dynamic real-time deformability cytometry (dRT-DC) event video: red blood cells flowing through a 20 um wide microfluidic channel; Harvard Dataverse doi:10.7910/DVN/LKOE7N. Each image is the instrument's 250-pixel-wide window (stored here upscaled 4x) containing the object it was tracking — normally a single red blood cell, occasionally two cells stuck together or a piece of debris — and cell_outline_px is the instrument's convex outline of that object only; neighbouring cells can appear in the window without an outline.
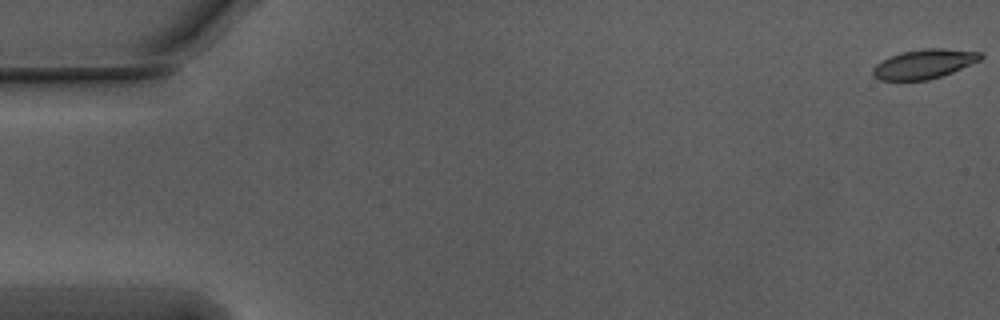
{"species": "Egyptian fruit bat (a non-hibernating species)", "species_latin": "Rousettus aegyptiacus", "temperature_condition": "warm", "stored_images_in_passage": 9, "camera_frame_rate_fps": 3000, "um_per_image_px": 0.085, "animal": {"sex": "male"}, "frame": {"image": 1, "passage_image": 1, "time_ms": 0.0, "image_size_px": [1000, 320], "cell_outline_px": [[984, 56], [980, 60], [952, 72], [928, 80], [880, 80], [872, 76], [872, 68], [876, 64], [900, 52], [924, 48], [944, 48], [980, 52]], "centroid_in_image_um": [78.54, 5.43], "position_along_channel_um": 6.5, "area_um2": 18.32}}